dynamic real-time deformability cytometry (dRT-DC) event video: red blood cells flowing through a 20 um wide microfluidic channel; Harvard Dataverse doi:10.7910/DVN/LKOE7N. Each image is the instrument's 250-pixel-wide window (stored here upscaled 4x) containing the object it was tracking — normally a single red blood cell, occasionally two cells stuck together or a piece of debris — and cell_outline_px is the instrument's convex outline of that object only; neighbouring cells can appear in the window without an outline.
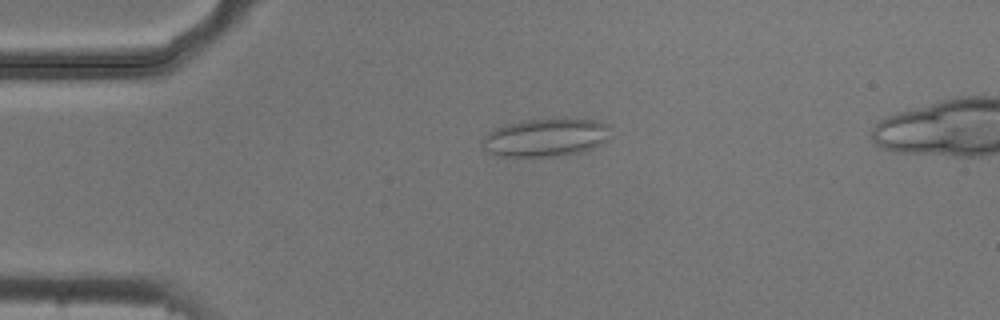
{"species": "common noctule bat (a hibernating species)", "species_latin": "Nyctalus noctula", "temperature_condition": "cold", "stored_images_in_passage": 53, "camera_frame_rate_fps": 3000, "um_per_image_px": 0.085, "animal": {"sex": "male", "body_mass_g": 20.5, "forearm_length_mm": 52.5}, "frame": {"image": 1, "passage_image": 12, "time_ms": 3.667, "image_size_px": [1000, 320], "cell_outline_px": [[608, 124], [604, 140], [600, 144], [592, 148], [580, 152], [556, 156], [496, 156], [488, 152], [484, 148], [484, 136], [488, 132], [496, 128], [508, 124], [528, 120], [596, 120]], "centroid_in_image_um": [46.32, 11.71], "position_along_channel_um": 38.7, "area_um2": 27.46}}
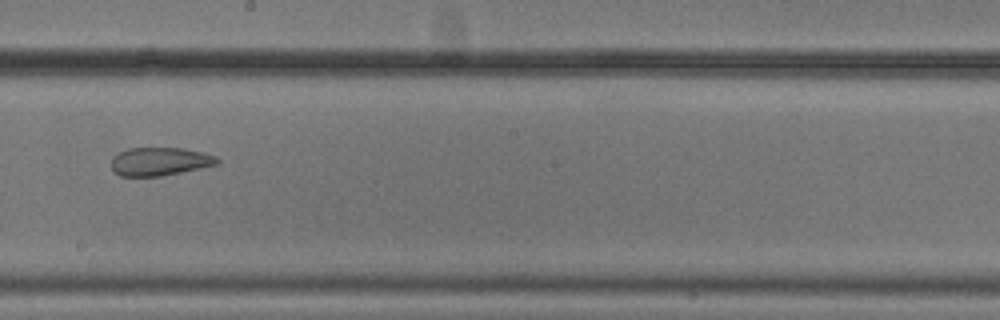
{"frame": {"image": 2, "passage_image": 30, "time_ms": 9.667, "image_size_px": [1000, 320], "cell_outline_px": [[220, 164], [160, 176], [120, 176], [112, 168], [112, 156], [128, 148], [184, 148], [204, 152], [216, 156], [220, 160]], "centroid_in_image_um": [13.62, 13.71], "position_along_channel_um": 234.6, "area_um2": 17.46}}
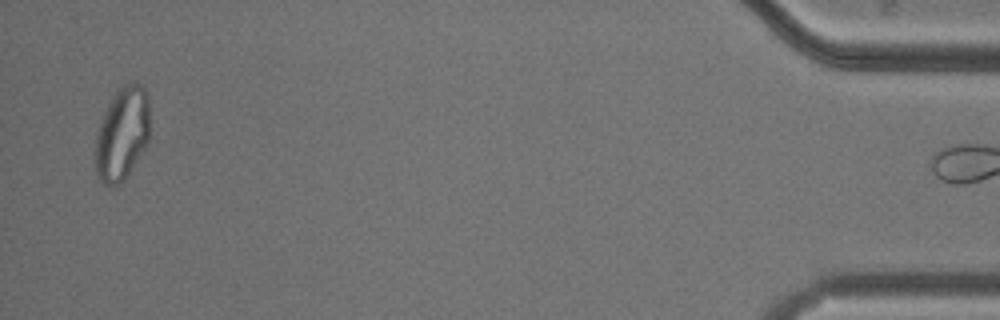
{"frame": {"image": 3, "passage_image": 52, "time_ms": 17.0, "image_size_px": [1000, 320], "cell_outline_px": [[148, 144], [124, 180], [120, 184], [104, 184], [96, 176], [96, 132], [100, 120], [116, 88], [132, 80], [136, 80], [144, 88], [148, 96]], "centroid_in_image_um": [10.38, 11.31], "position_along_channel_um": 424.8, "area_um2": 29.82}}